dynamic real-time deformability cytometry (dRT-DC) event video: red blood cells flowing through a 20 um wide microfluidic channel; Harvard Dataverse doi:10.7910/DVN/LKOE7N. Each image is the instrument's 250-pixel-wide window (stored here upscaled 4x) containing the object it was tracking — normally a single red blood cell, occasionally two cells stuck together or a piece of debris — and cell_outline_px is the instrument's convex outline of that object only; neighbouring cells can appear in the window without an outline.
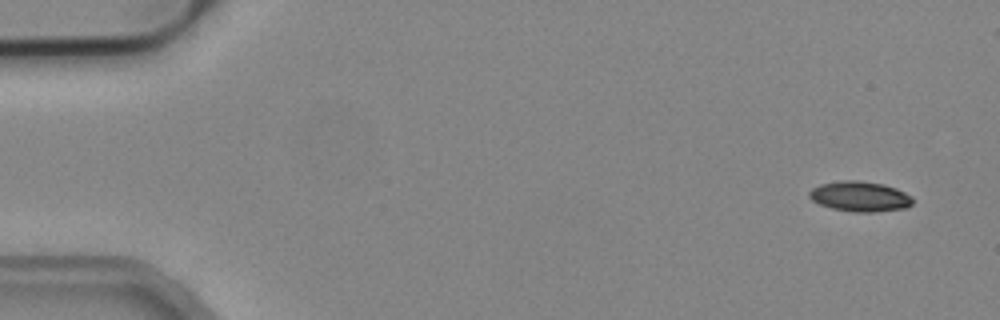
{"species": "common noctule bat (a hibernating species)", "species_latin": "Nyctalus noctula", "temperature_condition": "cold", "stored_images_in_passage": 7, "camera_frame_rate_fps": 3000, "um_per_image_px": 0.085, "animal": {"sex": "male", "body_mass_g": 19.2, "forearm_length_mm": 51.8}, "frame": {"image": 1, "passage_image": 1, "time_ms": 0.0, "image_size_px": [1000, 320], "cell_outline_px": [[912, 204], [908, 208], [876, 212], [852, 212], [832, 208], [820, 204], [812, 200], [808, 196], [808, 192], [812, 188], [820, 184], [840, 180], [860, 180], [884, 184], [896, 188], [912, 196]], "centroid_in_image_um": [73.1, 16.69], "position_along_channel_um": 11.9, "area_um2": 18.44}}
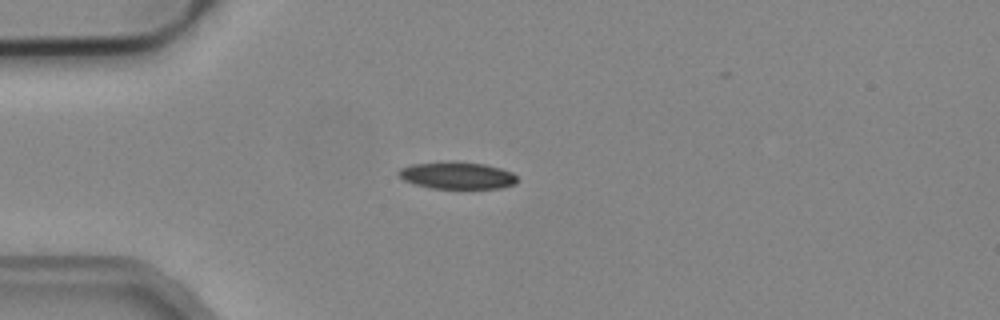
{"frame": {"image": 2, "passage_image": 4, "time_ms": 1.0, "image_size_px": [1000, 320], "cell_outline_px": [[516, 184], [500, 188], [428, 188], [404, 180], [396, 172], [400, 168], [412, 164], [452, 160], [456, 160], [484, 164], [500, 168], [512, 172], [516, 176]], "centroid_in_image_um": [38.84, 14.89], "position_along_channel_um": 46.2, "area_um2": 18.9}}